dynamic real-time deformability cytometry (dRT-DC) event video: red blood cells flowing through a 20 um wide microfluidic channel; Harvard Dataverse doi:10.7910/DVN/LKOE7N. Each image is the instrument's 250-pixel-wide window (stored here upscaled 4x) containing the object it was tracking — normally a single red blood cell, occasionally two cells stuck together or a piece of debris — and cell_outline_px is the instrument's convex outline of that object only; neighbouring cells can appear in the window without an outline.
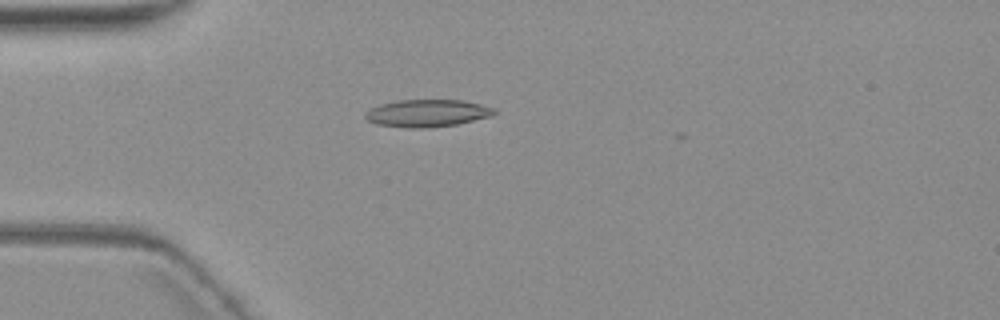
{"species": "common noctule bat (a hibernating species)", "species_latin": "Nyctalus noctula", "temperature_condition": "warm", "stored_images_in_passage": 1, "camera_frame_rate_fps": 3000, "um_per_image_px": 0.085, "animal": {"sex": "female", "body_mass_g": 19.3, "forearm_length_mm": 54.1}, "frame": {"image": 1, "passage_image": 1, "time_ms": 0.0, "image_size_px": [1000, 320], "cell_outline_px": [[496, 112], [488, 116], [456, 124], [428, 128], [408, 128], [376, 124], [368, 120], [364, 116], [364, 112], [380, 104], [396, 100], [460, 100], [480, 104], [496, 108]], "centroid_in_image_um": [36.26, 9.62], "position_along_channel_um": 48.7, "area_um2": 20.4}}